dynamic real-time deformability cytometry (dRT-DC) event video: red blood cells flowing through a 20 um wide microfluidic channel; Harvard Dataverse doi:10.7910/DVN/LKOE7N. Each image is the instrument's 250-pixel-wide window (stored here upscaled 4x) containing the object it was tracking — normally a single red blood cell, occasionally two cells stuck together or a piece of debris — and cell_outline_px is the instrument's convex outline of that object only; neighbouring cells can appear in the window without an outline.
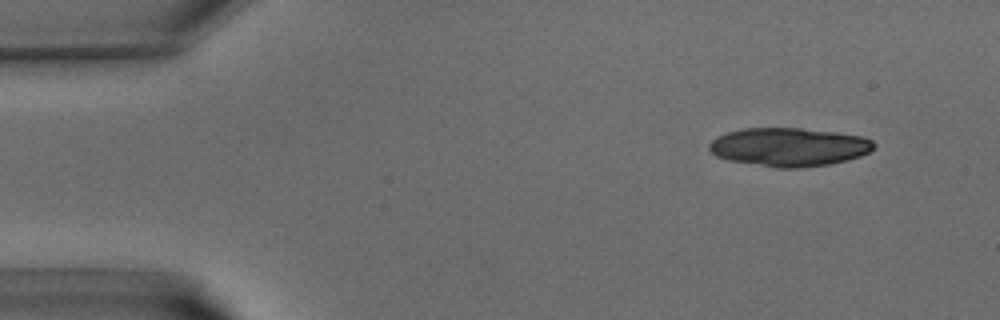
{"species": "common noctule bat (a hibernating species)", "species_latin": "Nyctalus noctula", "temperature_condition": "warm", "stored_images_in_passage": 37, "camera_frame_rate_fps": 3000, "um_per_image_px": 0.085, "animal": {"sex": "male", "body_mass_g": 15.6}, "frame": {"image": 1, "passage_image": 1, "time_ms": 0.0, "image_size_px": [1000, 320], "cell_outline_px": [[876, 144], [868, 152], [860, 156], [832, 164], [800, 168], [776, 168], [728, 160], [716, 156], [708, 148], [708, 144], [716, 136], [728, 132], [744, 128], [800, 128], [836, 132], [860, 136], [872, 140]], "centroid_in_image_um": [67.04, 12.5], "position_along_channel_um": 18.0, "area_um2": 37.05}}
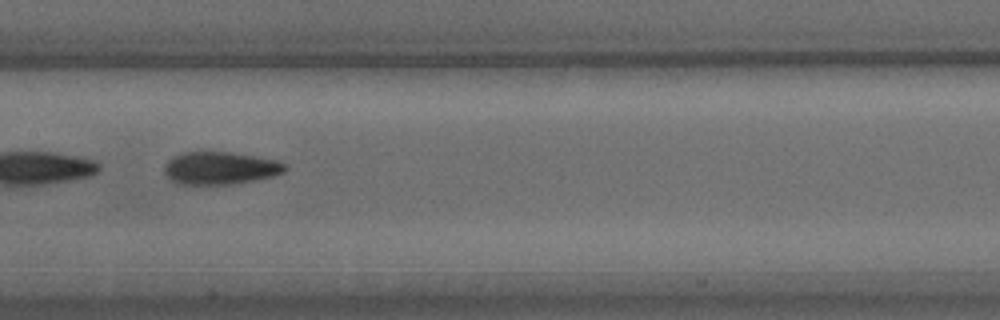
{"frame": {"image": 2, "passage_image": 17, "time_ms": 5.333, "image_size_px": [1000, 320], "cell_outline_px": [[288, 168], [284, 172], [272, 176], [252, 180], [228, 184], [176, 184], [164, 172], [164, 164], [172, 156], [184, 152], [228, 152], [280, 160], [288, 164]], "centroid_in_image_um": [18.72, 14.28], "position_along_channel_um": 188.7, "area_um2": 22.95}}
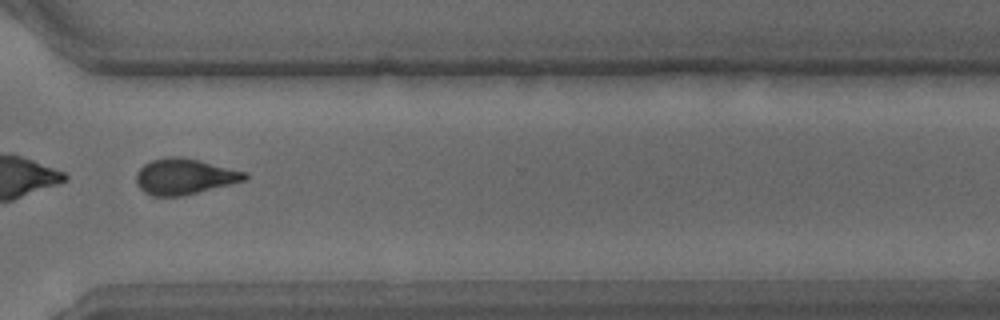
{"frame": {"image": 3, "passage_image": 27, "time_ms": 8.667, "image_size_px": [1000, 320], "cell_outline_px": [[248, 180], [180, 196], [152, 196], [144, 192], [136, 184], [136, 172], [144, 164], [152, 160], [164, 156], [180, 156], [248, 172]], "centroid_in_image_um": [15.67, 14.99], "position_along_channel_um": 354.9, "area_um2": 22.72}}